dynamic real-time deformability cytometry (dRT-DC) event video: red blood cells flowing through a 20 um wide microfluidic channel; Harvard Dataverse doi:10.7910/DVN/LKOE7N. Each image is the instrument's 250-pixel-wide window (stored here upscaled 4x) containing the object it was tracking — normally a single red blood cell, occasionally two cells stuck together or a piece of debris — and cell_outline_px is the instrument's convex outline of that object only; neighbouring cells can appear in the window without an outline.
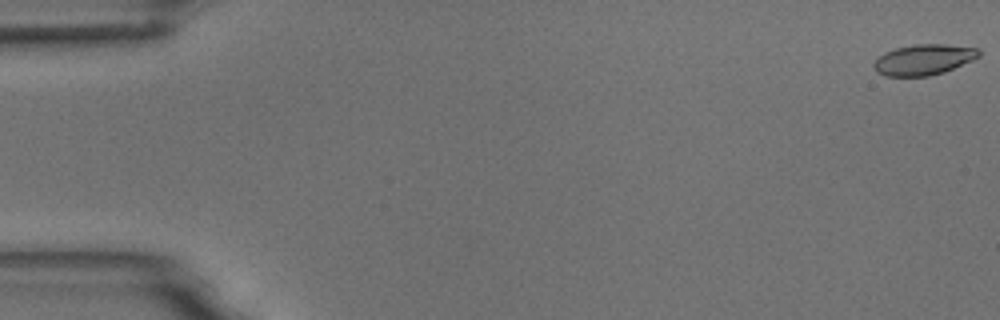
{"species": "common noctule bat (a hibernating species)", "species_latin": "Nyctalus noctula", "temperature_condition": "room temperature", "stored_images_in_passage": 15, "camera_frame_rate_fps": 3000, "um_per_image_px": 0.085, "animal": {"sex": "male", "body_mass_g": 18.8}, "frame": {"image": 1, "passage_image": 1, "time_ms": 0.0, "image_size_px": [1000, 320], "cell_outline_px": [[980, 56], [972, 60], [944, 72], [928, 76], [884, 76], [876, 72], [872, 64], [884, 52], [896, 48], [916, 44], [944, 44], [980, 48]], "centroid_in_image_um": [78.51, 5.07], "position_along_channel_um": 6.5, "area_um2": 18.79}}
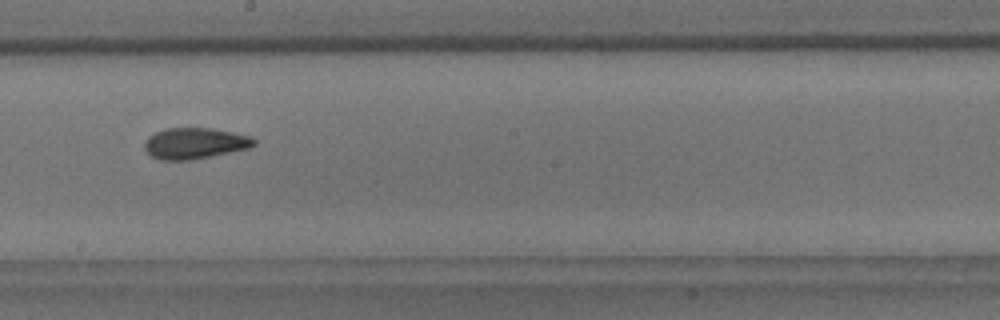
{"frame": {"image": 2, "passage_image": 9, "time_ms": 10.0, "image_size_px": [1000, 320], "cell_outline_px": [[256, 144], [248, 148], [188, 160], [160, 160], [152, 156], [144, 148], [144, 144], [148, 136], [164, 128], [212, 128], [252, 136], [256, 140]], "centroid_in_image_um": [16.54, 12.16], "position_along_channel_um": 231.7, "area_um2": 19.65}}
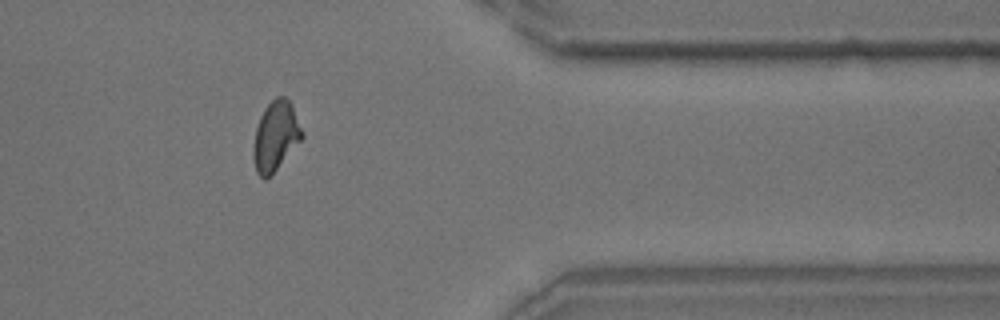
{"frame": {"image": 3, "passage_image": 13, "time_ms": 14.667, "image_size_px": [1000, 320], "cell_outline_px": [[304, 136], [276, 168], [264, 180], [256, 172], [252, 156], [252, 152], [256, 128], [260, 116], [264, 108], [276, 96], [284, 96], [292, 104], [304, 132]], "centroid_in_image_um": [23.42, 11.53], "position_along_channel_um": 388.0, "area_um2": 19.54}, "authors_computed_cell_mechanics": {"area_um2": 18.9584, "velocity_mm_per_s": 3.7267, "shape_relaxation_time_tau1_ms": 2.3728, "shape_relaxation_time_tau2_ms": 1.525, "deformation_change_tau1": 0.1202, "deformation_change_tau2": 0.0771}}